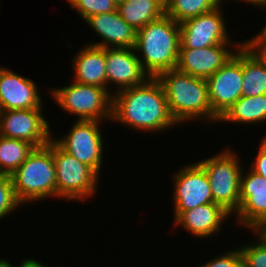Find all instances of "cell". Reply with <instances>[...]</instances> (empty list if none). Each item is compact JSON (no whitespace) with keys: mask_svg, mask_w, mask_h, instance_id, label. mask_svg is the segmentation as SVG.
Segmentation results:
<instances>
[{"mask_svg":"<svg viewBox=\"0 0 266 267\" xmlns=\"http://www.w3.org/2000/svg\"><path fill=\"white\" fill-rule=\"evenodd\" d=\"M112 94V120L130 128L161 131L177 124L172 118L164 88L157 78Z\"/></svg>","mask_w":266,"mask_h":267,"instance_id":"1","label":"cell"},{"mask_svg":"<svg viewBox=\"0 0 266 267\" xmlns=\"http://www.w3.org/2000/svg\"><path fill=\"white\" fill-rule=\"evenodd\" d=\"M179 46L180 25L164 14L137 31L134 49L143 53L144 59L139 61L144 72L157 78L162 72L176 68Z\"/></svg>","mask_w":266,"mask_h":267,"instance_id":"2","label":"cell"},{"mask_svg":"<svg viewBox=\"0 0 266 267\" xmlns=\"http://www.w3.org/2000/svg\"><path fill=\"white\" fill-rule=\"evenodd\" d=\"M157 79L164 88L169 112L177 124L201 116L210 121L219 120L209 102L206 79L176 69L162 72Z\"/></svg>","mask_w":266,"mask_h":267,"instance_id":"3","label":"cell"},{"mask_svg":"<svg viewBox=\"0 0 266 267\" xmlns=\"http://www.w3.org/2000/svg\"><path fill=\"white\" fill-rule=\"evenodd\" d=\"M10 176L21 204L56 196L53 139L46 146L35 148Z\"/></svg>","mask_w":266,"mask_h":267,"instance_id":"4","label":"cell"},{"mask_svg":"<svg viewBox=\"0 0 266 267\" xmlns=\"http://www.w3.org/2000/svg\"><path fill=\"white\" fill-rule=\"evenodd\" d=\"M205 170L213 202L230 215L240 207V178L242 169L231 150L198 162ZM235 211V212H234Z\"/></svg>","mask_w":266,"mask_h":267,"instance_id":"5","label":"cell"},{"mask_svg":"<svg viewBox=\"0 0 266 267\" xmlns=\"http://www.w3.org/2000/svg\"><path fill=\"white\" fill-rule=\"evenodd\" d=\"M51 93L59 106L79 116L78 120L112 118V95L106 88L74 81L70 86L54 89Z\"/></svg>","mask_w":266,"mask_h":267,"instance_id":"6","label":"cell"},{"mask_svg":"<svg viewBox=\"0 0 266 267\" xmlns=\"http://www.w3.org/2000/svg\"><path fill=\"white\" fill-rule=\"evenodd\" d=\"M56 197L84 201L96 192L98 174L88 165L64 151L53 139Z\"/></svg>","mask_w":266,"mask_h":267,"instance_id":"7","label":"cell"},{"mask_svg":"<svg viewBox=\"0 0 266 267\" xmlns=\"http://www.w3.org/2000/svg\"><path fill=\"white\" fill-rule=\"evenodd\" d=\"M242 44L237 45V53L206 79L209 102L219 119L242 96Z\"/></svg>","mask_w":266,"mask_h":267,"instance_id":"8","label":"cell"},{"mask_svg":"<svg viewBox=\"0 0 266 267\" xmlns=\"http://www.w3.org/2000/svg\"><path fill=\"white\" fill-rule=\"evenodd\" d=\"M42 108L0 111V135L28 141L36 148L51 141L49 123L41 114Z\"/></svg>","mask_w":266,"mask_h":267,"instance_id":"9","label":"cell"},{"mask_svg":"<svg viewBox=\"0 0 266 267\" xmlns=\"http://www.w3.org/2000/svg\"><path fill=\"white\" fill-rule=\"evenodd\" d=\"M99 126L96 120H78L65 138L54 140L64 151L91 167L98 175L104 142Z\"/></svg>","mask_w":266,"mask_h":267,"instance_id":"10","label":"cell"},{"mask_svg":"<svg viewBox=\"0 0 266 267\" xmlns=\"http://www.w3.org/2000/svg\"><path fill=\"white\" fill-rule=\"evenodd\" d=\"M175 220L184 212L213 202L211 187L204 168L196 162L177 172L173 179Z\"/></svg>","mask_w":266,"mask_h":267,"instance_id":"11","label":"cell"},{"mask_svg":"<svg viewBox=\"0 0 266 267\" xmlns=\"http://www.w3.org/2000/svg\"><path fill=\"white\" fill-rule=\"evenodd\" d=\"M220 8L188 19L180 25L179 49H199L229 44V37Z\"/></svg>","mask_w":266,"mask_h":267,"instance_id":"12","label":"cell"},{"mask_svg":"<svg viewBox=\"0 0 266 267\" xmlns=\"http://www.w3.org/2000/svg\"><path fill=\"white\" fill-rule=\"evenodd\" d=\"M134 51V48H106L107 84L120 86L117 91L141 85L149 78Z\"/></svg>","mask_w":266,"mask_h":267,"instance_id":"13","label":"cell"},{"mask_svg":"<svg viewBox=\"0 0 266 267\" xmlns=\"http://www.w3.org/2000/svg\"><path fill=\"white\" fill-rule=\"evenodd\" d=\"M228 45L217 44L199 49H179L175 69L194 77L207 79L235 54L226 49Z\"/></svg>","mask_w":266,"mask_h":267,"instance_id":"14","label":"cell"},{"mask_svg":"<svg viewBox=\"0 0 266 267\" xmlns=\"http://www.w3.org/2000/svg\"><path fill=\"white\" fill-rule=\"evenodd\" d=\"M36 84L9 69L0 68V111L42 108Z\"/></svg>","mask_w":266,"mask_h":267,"instance_id":"15","label":"cell"},{"mask_svg":"<svg viewBox=\"0 0 266 267\" xmlns=\"http://www.w3.org/2000/svg\"><path fill=\"white\" fill-rule=\"evenodd\" d=\"M86 23L98 33L102 42L91 45L101 48H134L136 44L135 29L127 24L120 16L119 11L92 15Z\"/></svg>","mask_w":266,"mask_h":267,"instance_id":"16","label":"cell"},{"mask_svg":"<svg viewBox=\"0 0 266 267\" xmlns=\"http://www.w3.org/2000/svg\"><path fill=\"white\" fill-rule=\"evenodd\" d=\"M240 178V207L237 216L241 224L252 227L266 218V179L250 169Z\"/></svg>","mask_w":266,"mask_h":267,"instance_id":"17","label":"cell"},{"mask_svg":"<svg viewBox=\"0 0 266 267\" xmlns=\"http://www.w3.org/2000/svg\"><path fill=\"white\" fill-rule=\"evenodd\" d=\"M230 214L212 202L184 211L175 221L196 237H209L221 228V223Z\"/></svg>","mask_w":266,"mask_h":267,"instance_id":"18","label":"cell"},{"mask_svg":"<svg viewBox=\"0 0 266 267\" xmlns=\"http://www.w3.org/2000/svg\"><path fill=\"white\" fill-rule=\"evenodd\" d=\"M75 82L106 88V48L87 45L73 61Z\"/></svg>","mask_w":266,"mask_h":267,"instance_id":"19","label":"cell"},{"mask_svg":"<svg viewBox=\"0 0 266 267\" xmlns=\"http://www.w3.org/2000/svg\"><path fill=\"white\" fill-rule=\"evenodd\" d=\"M123 20L135 31L165 14V0H123L117 4Z\"/></svg>","mask_w":266,"mask_h":267,"instance_id":"20","label":"cell"},{"mask_svg":"<svg viewBox=\"0 0 266 267\" xmlns=\"http://www.w3.org/2000/svg\"><path fill=\"white\" fill-rule=\"evenodd\" d=\"M242 75V96L266 94V68L244 44H242Z\"/></svg>","mask_w":266,"mask_h":267,"instance_id":"21","label":"cell"},{"mask_svg":"<svg viewBox=\"0 0 266 267\" xmlns=\"http://www.w3.org/2000/svg\"><path fill=\"white\" fill-rule=\"evenodd\" d=\"M266 120V94L252 97L241 96L219 119L247 124Z\"/></svg>","mask_w":266,"mask_h":267,"instance_id":"22","label":"cell"},{"mask_svg":"<svg viewBox=\"0 0 266 267\" xmlns=\"http://www.w3.org/2000/svg\"><path fill=\"white\" fill-rule=\"evenodd\" d=\"M35 148L28 141L0 135V172L11 175Z\"/></svg>","mask_w":266,"mask_h":267,"instance_id":"23","label":"cell"},{"mask_svg":"<svg viewBox=\"0 0 266 267\" xmlns=\"http://www.w3.org/2000/svg\"><path fill=\"white\" fill-rule=\"evenodd\" d=\"M223 0H165V14L178 24L221 7Z\"/></svg>","mask_w":266,"mask_h":267,"instance_id":"24","label":"cell"},{"mask_svg":"<svg viewBox=\"0 0 266 267\" xmlns=\"http://www.w3.org/2000/svg\"><path fill=\"white\" fill-rule=\"evenodd\" d=\"M71 8L75 9L79 15L86 20L92 15L105 14L117 9V4L113 0H67Z\"/></svg>","mask_w":266,"mask_h":267,"instance_id":"25","label":"cell"},{"mask_svg":"<svg viewBox=\"0 0 266 267\" xmlns=\"http://www.w3.org/2000/svg\"><path fill=\"white\" fill-rule=\"evenodd\" d=\"M21 203L17 200L10 175L0 177V219L16 210Z\"/></svg>","mask_w":266,"mask_h":267,"instance_id":"26","label":"cell"},{"mask_svg":"<svg viewBox=\"0 0 266 267\" xmlns=\"http://www.w3.org/2000/svg\"><path fill=\"white\" fill-rule=\"evenodd\" d=\"M243 257V267H266V246L259 241L240 249Z\"/></svg>","mask_w":266,"mask_h":267,"instance_id":"27","label":"cell"},{"mask_svg":"<svg viewBox=\"0 0 266 267\" xmlns=\"http://www.w3.org/2000/svg\"><path fill=\"white\" fill-rule=\"evenodd\" d=\"M200 267H243V257L240 248L235 251L226 252L225 255L223 254Z\"/></svg>","mask_w":266,"mask_h":267,"instance_id":"28","label":"cell"},{"mask_svg":"<svg viewBox=\"0 0 266 267\" xmlns=\"http://www.w3.org/2000/svg\"><path fill=\"white\" fill-rule=\"evenodd\" d=\"M265 66L266 68V36L262 34L256 35L253 39H249L243 43Z\"/></svg>","mask_w":266,"mask_h":267,"instance_id":"29","label":"cell"},{"mask_svg":"<svg viewBox=\"0 0 266 267\" xmlns=\"http://www.w3.org/2000/svg\"><path fill=\"white\" fill-rule=\"evenodd\" d=\"M261 142L260 149L257 153L258 155L256 156L255 162L251 166V170L266 179V142L264 140Z\"/></svg>","mask_w":266,"mask_h":267,"instance_id":"30","label":"cell"},{"mask_svg":"<svg viewBox=\"0 0 266 267\" xmlns=\"http://www.w3.org/2000/svg\"><path fill=\"white\" fill-rule=\"evenodd\" d=\"M250 229H253L254 233L258 232L259 242L266 246V218L259 220Z\"/></svg>","mask_w":266,"mask_h":267,"instance_id":"31","label":"cell"},{"mask_svg":"<svg viewBox=\"0 0 266 267\" xmlns=\"http://www.w3.org/2000/svg\"><path fill=\"white\" fill-rule=\"evenodd\" d=\"M19 267H44L40 262L35 261L34 259H26L21 262Z\"/></svg>","mask_w":266,"mask_h":267,"instance_id":"32","label":"cell"},{"mask_svg":"<svg viewBox=\"0 0 266 267\" xmlns=\"http://www.w3.org/2000/svg\"><path fill=\"white\" fill-rule=\"evenodd\" d=\"M246 1V3H251L253 5H258V6H262L264 8V6L266 7V0H244Z\"/></svg>","mask_w":266,"mask_h":267,"instance_id":"33","label":"cell"},{"mask_svg":"<svg viewBox=\"0 0 266 267\" xmlns=\"http://www.w3.org/2000/svg\"><path fill=\"white\" fill-rule=\"evenodd\" d=\"M0 267H13L7 260H0Z\"/></svg>","mask_w":266,"mask_h":267,"instance_id":"34","label":"cell"},{"mask_svg":"<svg viewBox=\"0 0 266 267\" xmlns=\"http://www.w3.org/2000/svg\"><path fill=\"white\" fill-rule=\"evenodd\" d=\"M262 35H265L266 36V24H265V27L262 29V32H260Z\"/></svg>","mask_w":266,"mask_h":267,"instance_id":"35","label":"cell"},{"mask_svg":"<svg viewBox=\"0 0 266 267\" xmlns=\"http://www.w3.org/2000/svg\"><path fill=\"white\" fill-rule=\"evenodd\" d=\"M116 4H118L119 2L123 1V0H113Z\"/></svg>","mask_w":266,"mask_h":267,"instance_id":"36","label":"cell"}]
</instances>
